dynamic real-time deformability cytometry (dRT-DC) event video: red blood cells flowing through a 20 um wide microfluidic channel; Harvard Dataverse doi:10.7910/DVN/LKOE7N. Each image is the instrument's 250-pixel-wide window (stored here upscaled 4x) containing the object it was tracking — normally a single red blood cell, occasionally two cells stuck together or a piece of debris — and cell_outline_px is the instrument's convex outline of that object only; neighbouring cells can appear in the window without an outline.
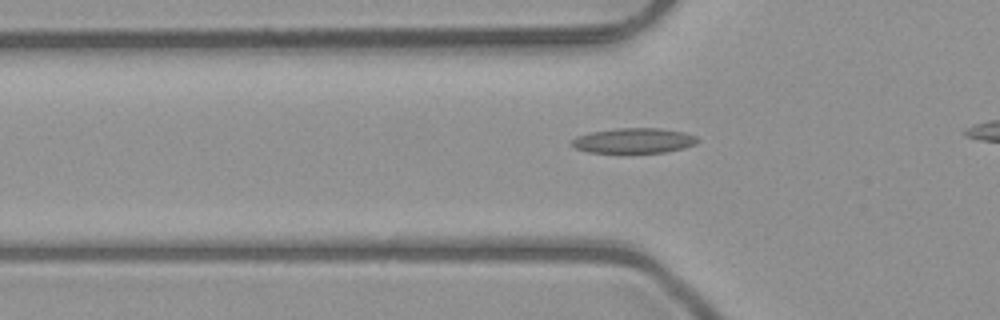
{"species": "common noctule bat (a hibernating species)", "species_latin": "Nyctalus noctula", "temperature_condition": "room temperature", "stored_images_in_passage": 33, "camera_frame_rate_fps": 3000, "um_per_image_px": 0.085, "animal": {"sex": "male", "body_mass_g": 23.1, "forearm_length_mm": 52.7}, "frame": {"image": 1, "passage_image": 8, "time_ms": 2.333, "image_size_px": [1000, 320], "cell_outline_px": [[700, 140], [696, 144], [684, 148], [664, 152], [588, 152], [576, 148], [572, 144], [572, 140], [576, 136], [592, 132], [616, 128], [660, 128], [684, 132], [696, 136]], "centroid_in_image_um": [53.92, 11.94], "position_along_channel_um": 71.9, "area_um2": 18.26}}
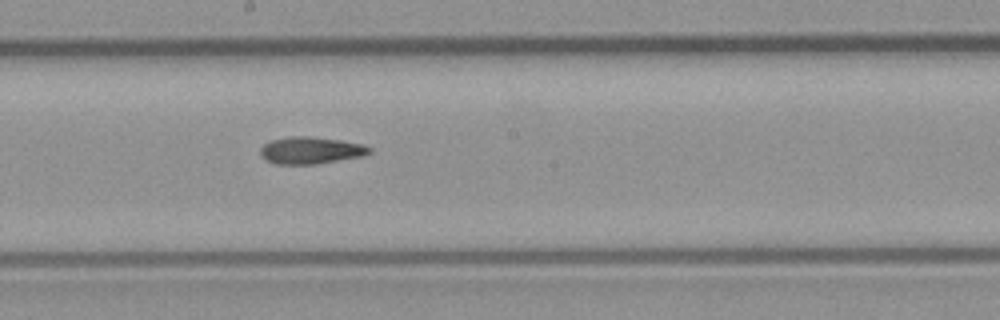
{"frame": {"image": 2, "passage_image": 19, "time_ms": 6.0, "image_size_px": [1000, 320], "cell_outline_px": [[372, 152], [364, 156], [316, 164], [276, 164], [264, 160], [260, 156], [260, 148], [264, 144], [272, 140], [288, 136], [308, 136], [340, 140], [364, 144], [372, 148]], "centroid_in_image_um": [26.42, 12.78], "position_along_channel_um": 221.8, "area_um2": 17.4}}
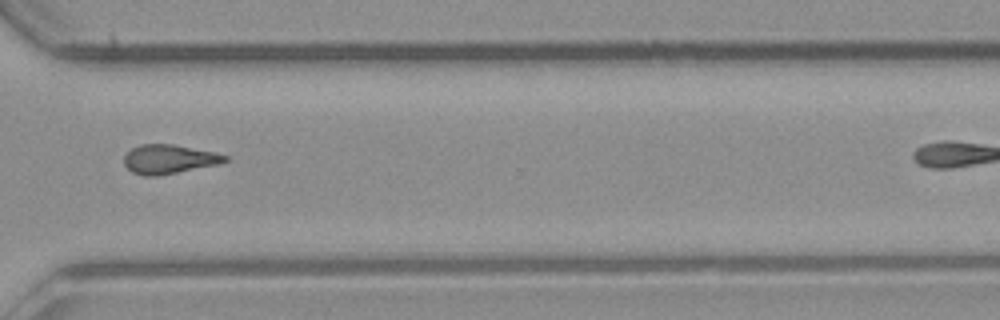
{"frame": {"image": 3, "passage_image": 29, "time_ms": 9.333, "image_size_px": [1000, 320], "cell_outline_px": [[228, 160], [220, 164], [156, 176], [144, 176], [132, 172], [124, 164], [124, 156], [132, 148], [140, 144], [172, 144], [216, 152], [228, 156]], "centroid_in_image_um": [14.38, 13.53], "position_along_channel_um": 356.2, "area_um2": 17.11}}